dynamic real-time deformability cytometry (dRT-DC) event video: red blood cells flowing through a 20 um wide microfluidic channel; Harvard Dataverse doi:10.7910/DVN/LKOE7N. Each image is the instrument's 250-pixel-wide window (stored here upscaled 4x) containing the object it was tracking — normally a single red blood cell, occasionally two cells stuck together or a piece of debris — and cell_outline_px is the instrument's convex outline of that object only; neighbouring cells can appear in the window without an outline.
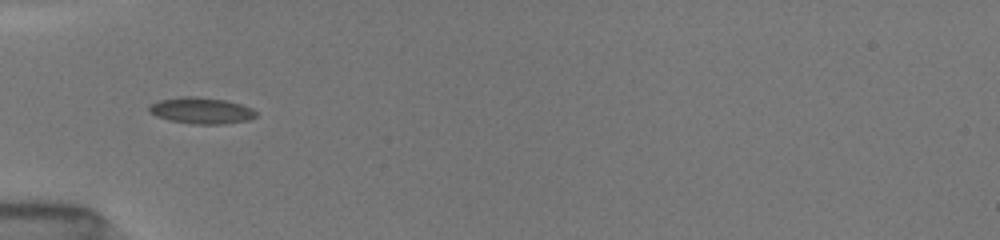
{"species": "common noctule bat (a hibernating species)", "species_latin": "Nyctalus noctula", "temperature_condition": "room temperature", "stored_images_in_passage": 15, "camera_frame_rate_fps": 3000, "um_per_image_px": 0.085, "animal": {"sex": "female", "body_mass_g": 19.5, "forearm_length_mm": 54.1}, "frame": {"image": 1, "passage_image": 1, "time_ms": 0.0, "image_size_px": [1000, 240], "cell_outline_px": [[256, 116], [248, 120], [224, 124], [192, 124], [168, 120], [156, 116], [148, 112], [148, 104], [160, 100], [184, 96], [196, 96], [224, 100], [240, 104], [252, 108], [256, 112]], "centroid_in_image_um": [17.06, 9.4], "position_along_channel_um": 67.9, "area_um2": 16.47}}
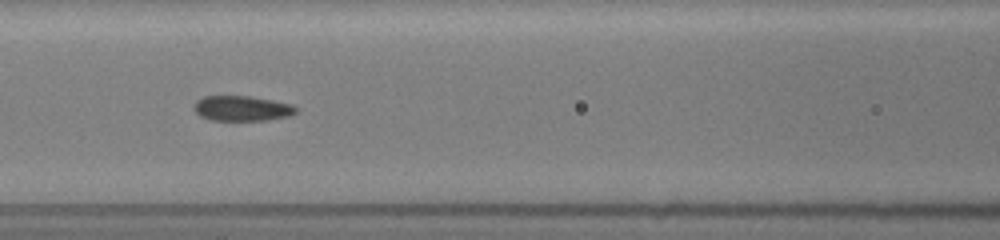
{"frame": {"image": 2, "passage_image": 10, "time_ms": 2.0, "image_size_px": [1000, 240], "cell_outline_px": [[296, 112], [288, 116], [268, 120], [212, 120], [200, 116], [192, 108], [196, 100], [204, 96], [248, 96], [272, 100], [292, 104], [296, 108]], "centroid_in_image_um": [20.53, 9.21], "position_along_channel_um": 146.1, "area_um2": 14.91}}
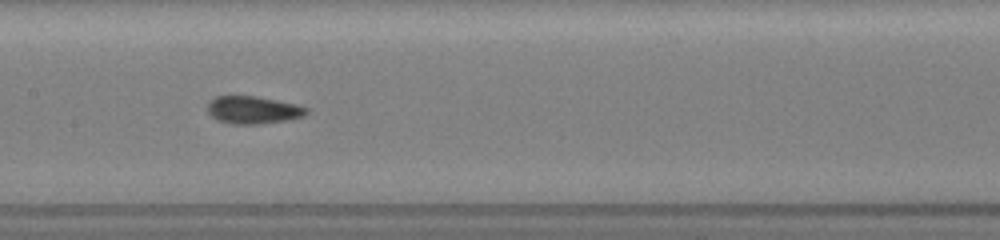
{"frame": {"image": 3, "passage_image": 14, "time_ms": 3.0, "image_size_px": [1000, 240], "cell_outline_px": [[308, 112], [304, 116], [292, 120], [260, 124], [232, 124], [216, 120], [208, 112], [208, 100], [216, 96], [256, 96], [296, 104], [308, 108]], "centroid_in_image_um": [21.52, 9.35], "position_along_channel_um": 185.9, "area_um2": 16.13}}